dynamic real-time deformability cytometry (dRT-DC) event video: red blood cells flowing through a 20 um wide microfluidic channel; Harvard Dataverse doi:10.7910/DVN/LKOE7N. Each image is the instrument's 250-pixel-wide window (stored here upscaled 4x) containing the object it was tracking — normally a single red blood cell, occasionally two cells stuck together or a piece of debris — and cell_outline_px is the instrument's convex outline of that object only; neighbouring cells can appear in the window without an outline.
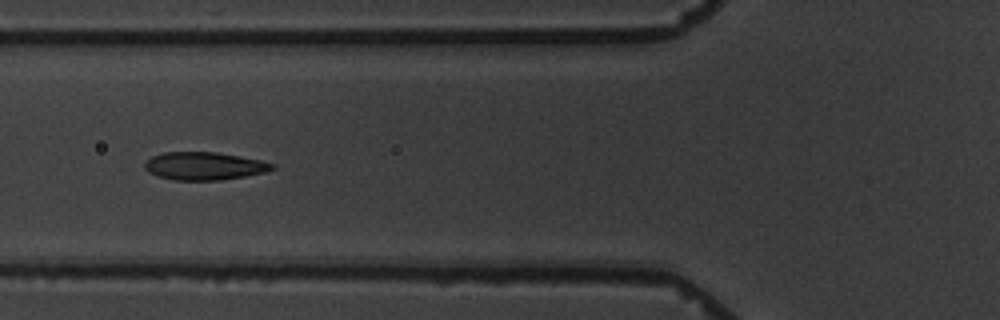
{"species": "common noctule bat (a hibernating species)", "species_latin": "Nyctalus noctula", "temperature_condition": "warm", "stored_images_in_passage": 15, "camera_frame_rate_fps": 3000, "um_per_image_px": 0.085, "animal": {"sex": "male", "body_mass_g": 19.5, "forearm_length_mm": 54.6}, "frame": {"image": 1, "passage_image": 5, "time_ms": 6.333, "image_size_px": [1000, 320], "cell_outline_px": [[276, 168], [264, 172], [244, 176], [220, 180], [172, 180], [156, 176], [148, 172], [144, 168], [144, 164], [152, 156], [164, 152], [216, 152], [240, 156], [260, 160], [276, 164]], "centroid_in_image_um": [17.35, 14.11], "position_along_channel_um": 108.5, "area_um2": 20.75}}
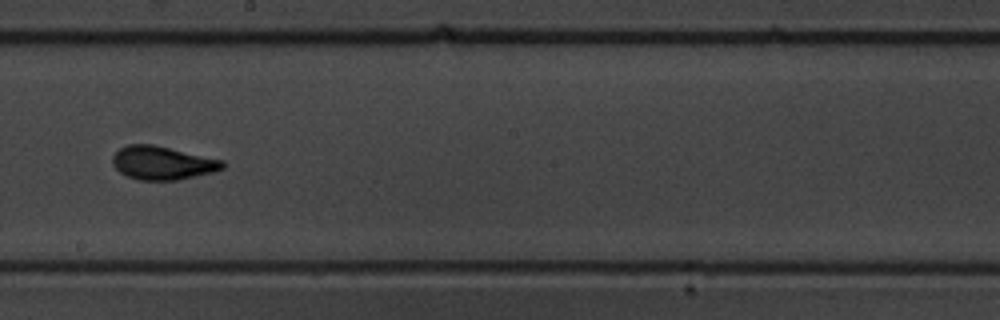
{"frame": {"image": 2, "passage_image": 8, "time_ms": 10.0, "image_size_px": [1000, 320], "cell_outline_px": [[224, 168], [212, 172], [176, 180], [140, 180], [128, 176], [120, 172], [112, 164], [112, 156], [120, 148], [128, 144], [152, 144], [224, 160]], "centroid_in_image_um": [13.79, 13.84], "position_along_channel_um": 234.4, "area_um2": 21.27}}
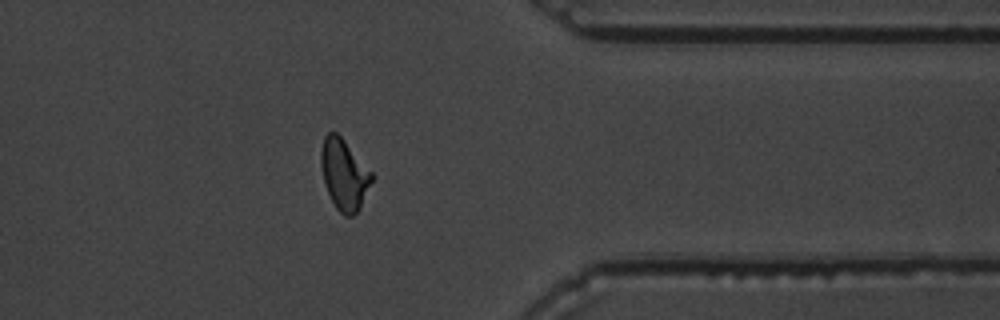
{"frame": {"image": 3, "passage_image": 12, "time_ms": 14.667, "image_size_px": [1000, 320], "cell_outline_px": [[372, 180], [360, 208], [352, 216], [344, 216], [336, 208], [324, 184], [320, 164], [320, 152], [324, 136], [328, 132], [336, 132], [344, 140], [372, 172]], "centroid_in_image_um": [29.23, 14.82], "position_along_channel_um": 382.2, "area_um2": 20.75}, "authors_computed_cell_mechanics": {"area_um2": 20.8658, "velocity_mm_per_s": 3.444, "shape_relaxation_time_tau1_ms": 7.1906, "shape_relaxation_time_tau2_ms": 0.9438, "deformation_change_tau1": 0.2067, "deformation_change_tau2": 0.071}}